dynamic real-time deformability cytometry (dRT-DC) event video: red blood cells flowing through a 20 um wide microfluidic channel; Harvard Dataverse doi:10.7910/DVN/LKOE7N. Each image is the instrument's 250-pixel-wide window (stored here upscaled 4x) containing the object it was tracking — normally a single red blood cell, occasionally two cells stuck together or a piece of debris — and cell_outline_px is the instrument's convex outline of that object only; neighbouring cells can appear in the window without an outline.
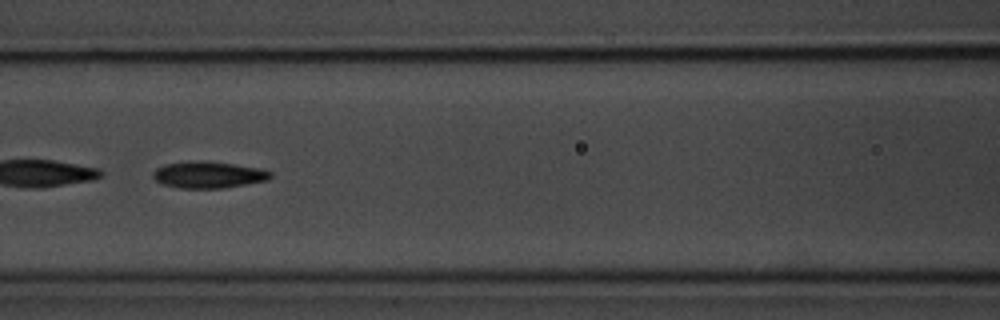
{"species": "common noctule bat (a hibernating species)", "species_latin": "Nyctalus noctula", "temperature_condition": "room temperature", "stored_images_in_passage": 43, "camera_frame_rate_fps": 3000, "um_per_image_px": 0.085, "animal": {"sex": "male", "body_mass_g": 20.1, "forearm_length_mm": 53.5}, "frame": {"image": 1, "passage_image": 13, "time_ms": 4.0, "image_size_px": [1000, 320], "cell_outline_px": [[272, 176], [268, 180], [224, 188], [180, 188], [160, 184], [152, 176], [152, 172], [156, 168], [164, 164], [232, 164], [256, 168], [272, 172]], "centroid_in_image_um": [17.71, 14.92], "position_along_channel_um": 148.9, "area_um2": 17.17}, "authors_computed_cell_mechanics": {"area_um2": 18.2648, "velocity_mm_per_s": 3.6611, "shape_relaxation_time_tau1_ms": 4.7219, "shape_relaxation_time_tau2_ms": 5.4549, "deformation_change_tau1": 0.1676, "deformation_change_tau2": 0.1385}}